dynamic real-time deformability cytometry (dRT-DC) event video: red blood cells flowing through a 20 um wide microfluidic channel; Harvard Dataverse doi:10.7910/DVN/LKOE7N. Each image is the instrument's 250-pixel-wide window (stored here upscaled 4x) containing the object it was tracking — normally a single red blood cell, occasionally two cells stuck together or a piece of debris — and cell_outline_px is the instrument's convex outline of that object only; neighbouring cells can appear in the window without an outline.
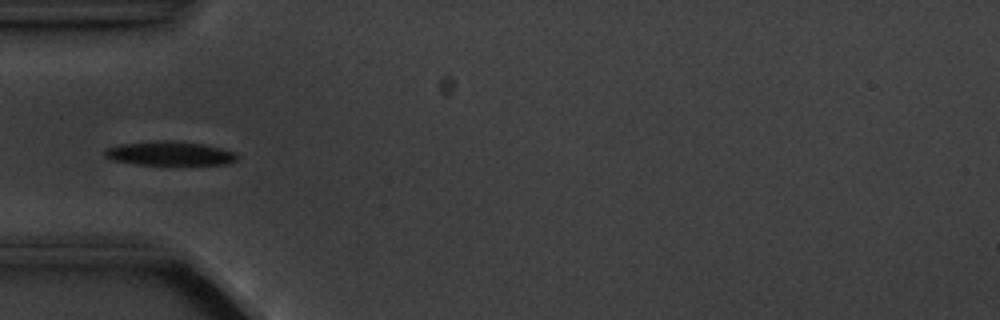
{"species": "common noctule bat (a hibernating species)", "species_latin": "Nyctalus noctula", "temperature_condition": "cold", "stored_images_in_passage": 3, "camera_frame_rate_fps": 3000, "um_per_image_px": 0.085, "animal": {"sex": "male", "body_mass_g": 20.1, "forearm_length_mm": 53.5}, "frame": {"image": 1, "passage_image": 2, "time_ms": 1.0, "image_size_px": [1000, 320], "cell_outline_px": [[240, 156], [236, 160], [228, 164], [172, 168], [136, 164], [112, 160], [104, 156], [104, 148], [120, 144], [156, 140], [172, 140], [204, 144], [236, 152]], "centroid_in_image_um": [14.46, 13.09], "position_along_channel_um": 70.5, "area_um2": 20.0}}